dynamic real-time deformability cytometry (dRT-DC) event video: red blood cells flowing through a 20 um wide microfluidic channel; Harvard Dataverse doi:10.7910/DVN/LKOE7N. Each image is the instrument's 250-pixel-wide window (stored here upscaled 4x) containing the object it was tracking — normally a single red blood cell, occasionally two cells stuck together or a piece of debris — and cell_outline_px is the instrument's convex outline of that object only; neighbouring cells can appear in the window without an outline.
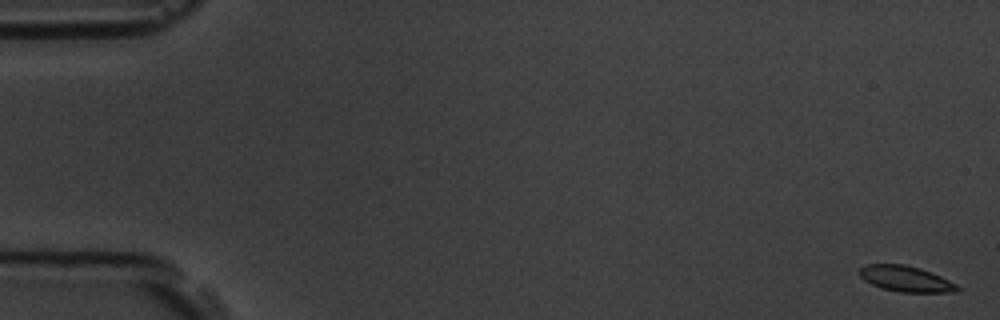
{"species": "common noctule bat (a hibernating species)", "species_latin": "Nyctalus noctula", "temperature_condition": "room temperature", "stored_images_in_passage": 8, "camera_frame_rate_fps": 3000, "um_per_image_px": 0.085, "animal": {"sex": "male", "body_mass_g": 19.5, "forearm_length_mm": 54.6}, "frame": {"image": 1, "passage_image": 1, "time_ms": 0.0, "image_size_px": [1000, 320], "cell_outline_px": [[960, 292], [900, 292], [880, 288], [864, 280], [860, 276], [860, 268], [864, 264], [904, 264], [920, 268], [940, 276], [956, 284], [960, 288]], "centroid_in_image_um": [76.99, 23.7], "position_along_channel_um": 8.0, "area_um2": 14.68}}
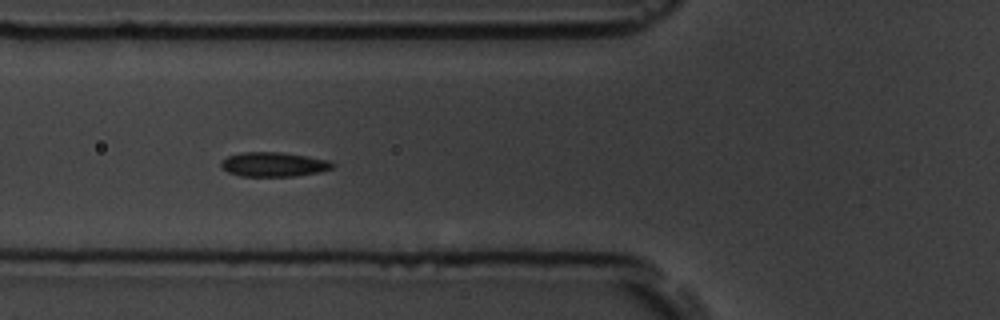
{"frame": {"image": 2, "passage_image": 7, "time_ms": 7.0, "image_size_px": [1000, 320], "cell_outline_px": [[336, 164], [332, 168], [320, 172], [296, 176], [240, 176], [228, 172], [220, 168], [220, 164], [228, 156], [240, 152], [280, 152], [308, 156], [328, 160]], "centroid_in_image_um": [23.26, 13.97], "position_along_channel_um": 102.5, "area_um2": 15.95}}
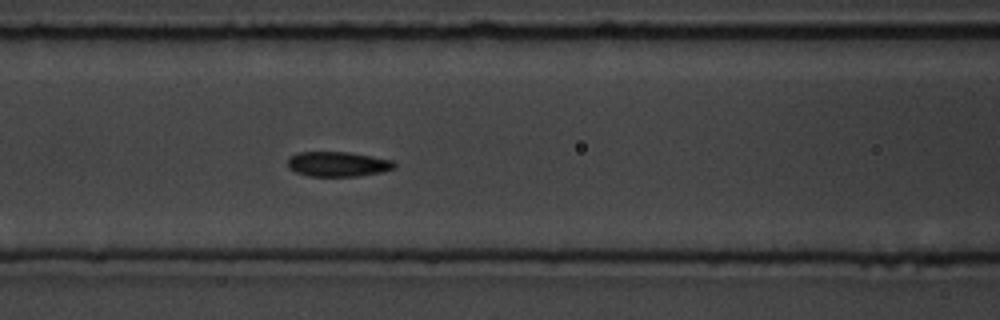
{"frame": {"image": 3, "passage_image": 8, "time_ms": 8.0, "image_size_px": [1000, 320], "cell_outline_px": [[396, 168], [384, 172], [356, 176], [308, 176], [296, 172], [288, 168], [288, 156], [296, 152], [348, 152], [372, 156], [392, 160], [396, 164]], "centroid_in_image_um": [28.71, 13.94], "position_along_channel_um": 137.9, "area_um2": 15.66}}